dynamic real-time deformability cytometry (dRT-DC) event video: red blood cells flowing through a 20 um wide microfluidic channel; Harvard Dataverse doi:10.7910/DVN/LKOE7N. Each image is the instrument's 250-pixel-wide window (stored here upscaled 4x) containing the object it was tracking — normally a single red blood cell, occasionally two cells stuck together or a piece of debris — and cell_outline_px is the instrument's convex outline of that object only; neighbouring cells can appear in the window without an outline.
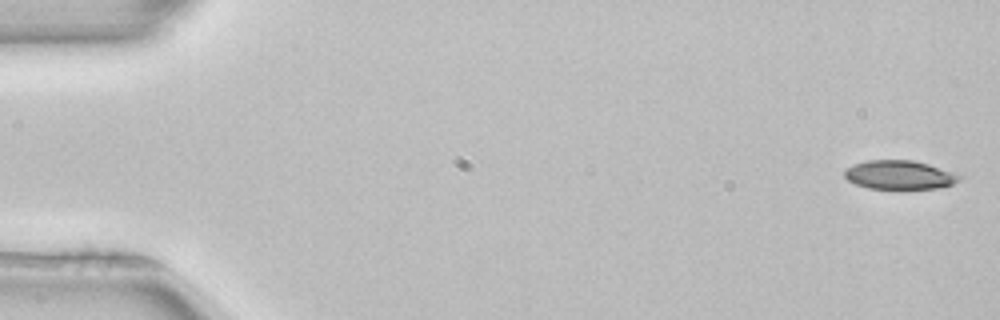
{"species": "common noctule bat (a hibernating species)", "species_latin": "Nyctalus noctula", "temperature_condition": "room temperature", "stored_images_in_passage": 52, "camera_frame_rate_fps": 3000, "um_per_image_px": 0.085, "animal": {"sex": "female", "body_mass_g": 22.7, "forearm_length_mm": 54.2}, "frame": {"image": 1, "passage_image": 1, "time_ms": 0.0, "image_size_px": [1000, 320], "cell_outline_px": [[964, 176], [960, 180], [952, 184], [940, 188], [868, 188], [856, 184], [848, 180], [844, 176], [844, 168], [852, 164], [868, 160], [912, 160], [928, 164]], "centroid_in_image_um": [76.43, 14.85], "position_along_channel_um": 8.6, "area_um2": 19.25}}
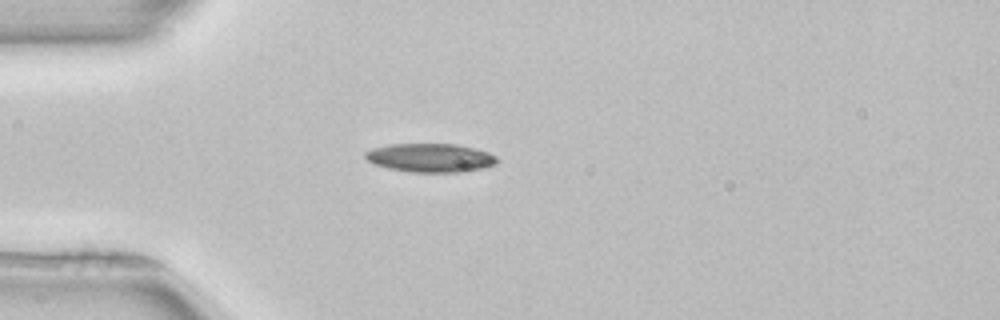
{"frame": {"image": 2, "passage_image": 14, "time_ms": 4.333, "image_size_px": [1000, 320], "cell_outline_px": [[500, 160], [496, 164], [480, 168], [460, 172], [408, 172], [388, 168], [376, 164], [368, 160], [364, 156], [364, 152], [372, 148], [392, 144], [456, 144], [488, 152], [496, 156]], "centroid_in_image_um": [36.57, 13.41], "position_along_channel_um": 48.4, "area_um2": 21.91}}
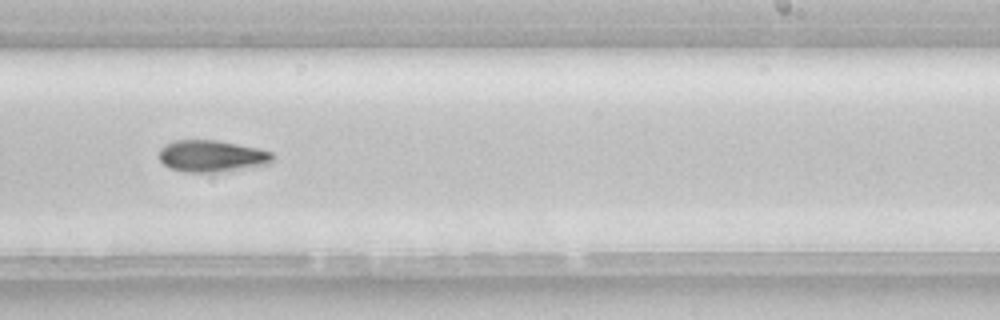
{"frame": {"image": 3, "passage_image": 32, "time_ms": 10.333, "image_size_px": [1000, 320], "cell_outline_px": [[276, 156], [272, 164], [232, 172], [184, 172], [168, 168], [160, 160], [160, 148], [164, 144], [172, 140], [216, 140], [256, 148], [272, 152]], "centroid_in_image_um": [18.06, 13.29], "position_along_channel_um": 270.9, "area_um2": 21.62}, "authors_computed_cell_mechanics": {"area_um2": 20.5479, "velocity_mm_per_s": 3.952, "shape_relaxation_time_tau1_ms": 7.1831, "shape_relaxation_time_tau2_ms": null, "deformation_change_tau1": 0.1634, "deformation_change_tau2": null}}